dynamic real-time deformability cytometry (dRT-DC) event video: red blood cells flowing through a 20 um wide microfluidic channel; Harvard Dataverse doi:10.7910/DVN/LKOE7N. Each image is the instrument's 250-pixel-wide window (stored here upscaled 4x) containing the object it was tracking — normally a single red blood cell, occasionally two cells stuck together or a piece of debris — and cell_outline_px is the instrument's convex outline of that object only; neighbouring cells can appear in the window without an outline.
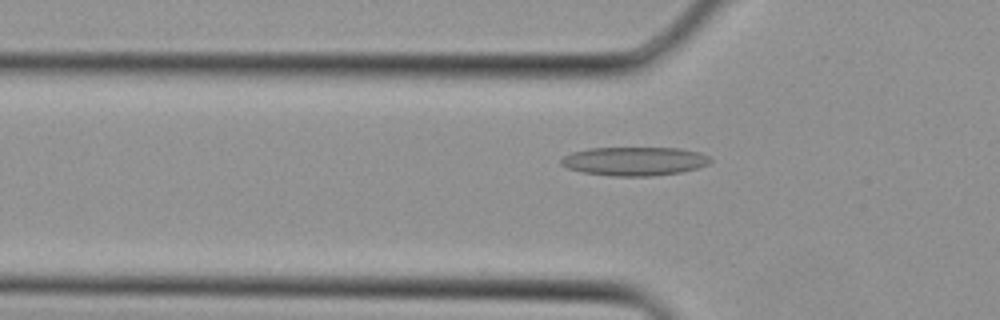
{"species": "Egyptian fruit bat (a non-hibernating species)", "species_latin": "Rousettus aegyptiacus", "temperature_condition": "cold", "stored_images_in_passage": 3, "segment_of_instrument_passage": [2, 2], "camera_frame_rate_fps": 3000, "um_per_image_px": 0.085, "animal": {"sex": "female"}, "frame": {"image": 1, "passage_image": 3, "time_ms": 0.667, "image_size_px": [1000, 320], "cell_outline_px": [[712, 160], [708, 164], [696, 168], [680, 172], [652, 176], [612, 176], [584, 172], [568, 168], [560, 164], [560, 160], [564, 156], [572, 152], [588, 148], [680, 148], [700, 152], [708, 156]], "centroid_in_image_um": [53.92, 13.7], "position_along_channel_um": 71.9, "area_um2": 24.91}}